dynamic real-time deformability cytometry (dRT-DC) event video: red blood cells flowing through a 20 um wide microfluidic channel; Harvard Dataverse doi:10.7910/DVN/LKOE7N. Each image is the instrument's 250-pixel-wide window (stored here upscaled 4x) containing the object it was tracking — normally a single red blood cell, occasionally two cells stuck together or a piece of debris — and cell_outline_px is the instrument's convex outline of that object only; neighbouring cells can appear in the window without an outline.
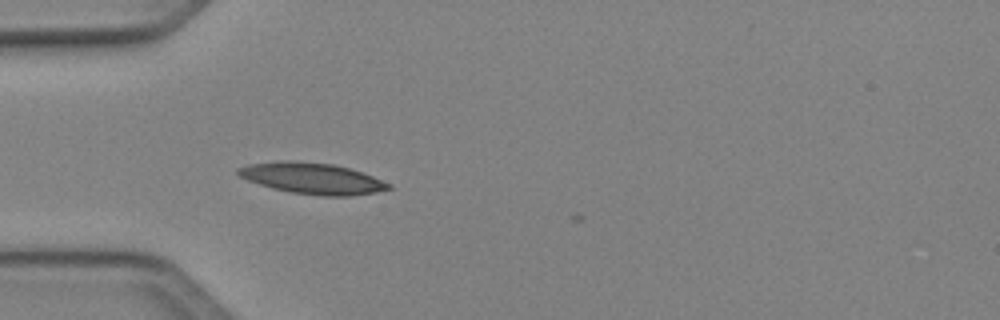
{"species": "Egyptian fruit bat (a non-hibernating species)", "species_latin": "Rousettus aegyptiacus", "temperature_condition": "cold", "stored_images_in_passage": 30, "camera_frame_rate_fps": 3000, "um_per_image_px": 0.085, "animal": {"sex": "female"}, "frame": {"image": 1, "passage_image": 1, "time_ms": 0.0, "image_size_px": [1000, 320], "cell_outline_px": [[392, 188], [376, 192], [348, 196], [324, 196], [292, 192], [272, 188], [248, 180], [240, 176], [236, 172], [236, 168], [248, 164], [280, 160], [292, 160], [332, 164], [348, 168], [372, 176], [392, 184]], "centroid_in_image_um": [26.52, 15.15], "position_along_channel_um": 58.5, "area_um2": 27.17}}
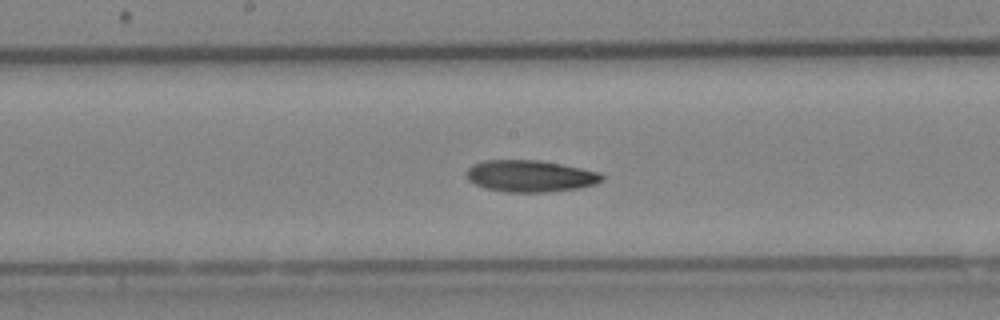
{"frame": {"image": 2, "passage_image": 12, "time_ms": 3.667, "image_size_px": [1000, 320], "cell_outline_px": [[604, 180], [596, 184], [576, 188], [548, 192], [508, 192], [484, 188], [468, 180], [468, 168], [472, 164], [484, 160], [540, 160], [600, 172], [604, 176]], "centroid_in_image_um": [45.08, 14.96], "position_along_channel_um": 203.1, "area_um2": 24.97}}
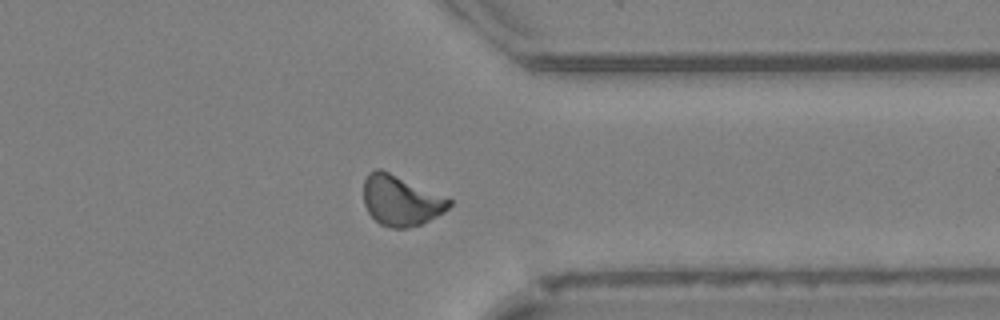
{"frame": {"image": 3, "passage_image": 25, "time_ms": 8.0, "image_size_px": [1000, 320], "cell_outline_px": [[452, 204], [444, 212], [420, 224], [408, 228], [392, 228], [380, 224], [368, 212], [364, 204], [364, 180], [368, 172], [376, 168], [380, 168], [448, 196], [452, 200]], "centroid_in_image_um": [34.09, 17.02], "position_along_channel_um": 377.3, "area_um2": 25.37}, "authors_computed_cell_mechanics": {"area_um2": 24.6806, "velocity_mm_per_s": 4.0977, "shape_relaxation_time_tau1_ms": 7.2296, "shape_relaxation_time_tau2_ms": null, "deformation_change_tau1": 0.1448, "deformation_change_tau2": null}}